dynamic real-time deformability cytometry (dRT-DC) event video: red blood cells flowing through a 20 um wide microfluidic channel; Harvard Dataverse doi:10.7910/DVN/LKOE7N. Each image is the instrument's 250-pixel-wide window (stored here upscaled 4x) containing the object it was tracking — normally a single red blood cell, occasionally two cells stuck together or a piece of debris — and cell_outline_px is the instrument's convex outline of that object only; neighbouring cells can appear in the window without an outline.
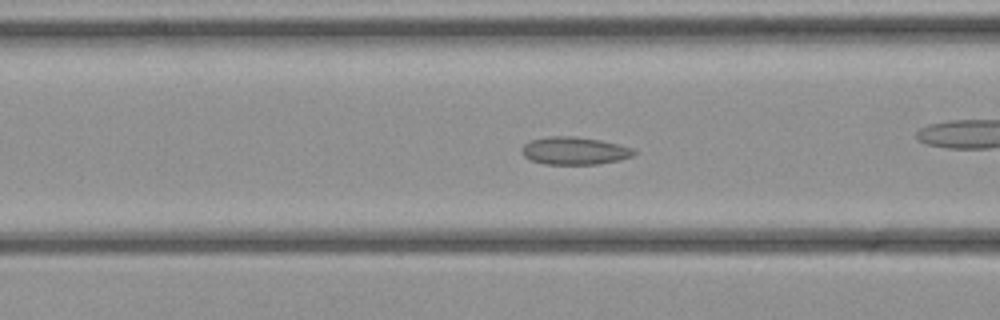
{"species": "common noctule bat (a hibernating species)", "species_latin": "Nyctalus noctula", "temperature_condition": "cold", "stored_images_in_passage": 34, "camera_frame_rate_fps": 3000, "um_per_image_px": 0.085, "animal": {"sex": "female", "body_mass_g": 21.9}, "frame": {"image": 1, "passage_image": 6, "time_ms": 1.667, "image_size_px": [1000, 320], "cell_outline_px": [[636, 152], [632, 156], [620, 160], [596, 164], [544, 164], [532, 160], [524, 156], [520, 152], [520, 148], [528, 140], [548, 136], [576, 136], [600, 140], [632, 148]], "centroid_in_image_um": [48.77, 12.81], "position_along_channel_um": 117.8, "area_um2": 18.15}}